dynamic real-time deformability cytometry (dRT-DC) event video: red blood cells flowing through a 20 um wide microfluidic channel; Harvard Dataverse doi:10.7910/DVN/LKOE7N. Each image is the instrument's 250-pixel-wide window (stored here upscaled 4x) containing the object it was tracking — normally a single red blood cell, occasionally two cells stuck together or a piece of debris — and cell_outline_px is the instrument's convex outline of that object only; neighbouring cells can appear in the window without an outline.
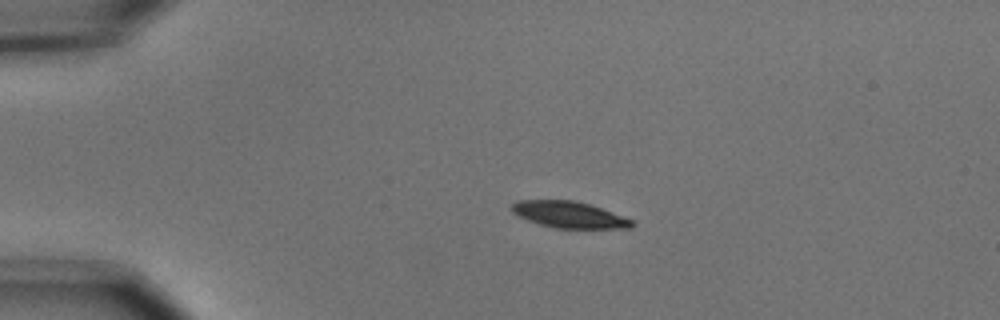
{"species": "common noctule bat (a hibernating species)", "species_latin": "Nyctalus noctula", "temperature_condition": "cold", "stored_images_in_passage": 3, "camera_frame_rate_fps": 3000, "um_per_image_px": 0.085, "animal": {"sex": "male", "body_mass_g": 15.6}, "frame": {"image": 1, "passage_image": 1, "time_ms": 0.0, "image_size_px": [1000, 320], "cell_outline_px": [[636, 224], [632, 228], [556, 228], [540, 224], [528, 220], [512, 212], [512, 204], [516, 200], [576, 200], [636, 220]], "centroid_in_image_um": [48.43, 18.25], "position_along_channel_um": 36.6, "area_um2": 18.5}}
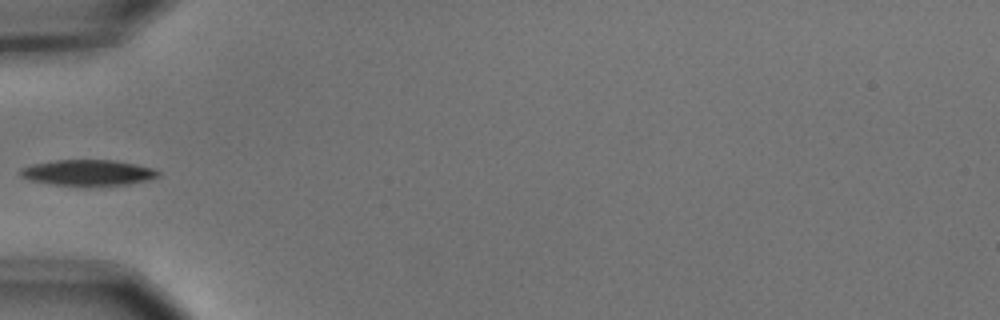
{"frame": {"image": 2, "passage_image": 3, "time_ms": 0.667, "image_size_px": [1000, 320], "cell_outline_px": [[160, 176], [148, 180], [128, 184], [52, 184], [28, 180], [20, 176], [20, 168], [32, 164], [56, 160], [116, 160], [136, 164], [152, 168], [160, 172]], "centroid_in_image_um": [7.47, 14.65], "position_along_channel_um": 77.5, "area_um2": 20.35}}